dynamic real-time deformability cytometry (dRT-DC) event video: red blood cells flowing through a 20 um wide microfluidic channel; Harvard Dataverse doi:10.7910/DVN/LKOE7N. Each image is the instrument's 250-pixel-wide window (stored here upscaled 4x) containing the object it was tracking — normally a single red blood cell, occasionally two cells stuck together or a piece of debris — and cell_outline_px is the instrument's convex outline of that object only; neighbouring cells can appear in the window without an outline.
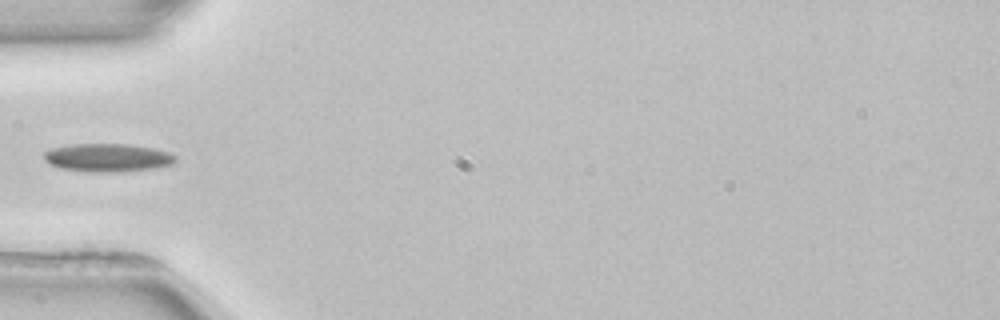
{"species": "common noctule bat (a hibernating species)", "species_latin": "Nyctalus noctula", "temperature_condition": "room temperature", "stored_images_in_passage": 3, "camera_frame_rate_fps": 3000, "um_per_image_px": 0.085, "animal": {"sex": "female", "body_mass_g": 22.7, "forearm_length_mm": 54.2}, "frame": {"image": 1, "passage_image": 3, "time_ms": 3.333, "image_size_px": [1000, 320], "cell_outline_px": [[176, 160], [172, 164], [156, 168], [112, 172], [92, 172], [60, 168], [48, 164], [44, 160], [44, 152], [52, 148], [72, 144], [124, 144], [152, 148], [168, 152], [176, 156]], "centroid_in_image_um": [9.12, 13.4], "position_along_channel_um": 75.9, "area_um2": 21.5}}